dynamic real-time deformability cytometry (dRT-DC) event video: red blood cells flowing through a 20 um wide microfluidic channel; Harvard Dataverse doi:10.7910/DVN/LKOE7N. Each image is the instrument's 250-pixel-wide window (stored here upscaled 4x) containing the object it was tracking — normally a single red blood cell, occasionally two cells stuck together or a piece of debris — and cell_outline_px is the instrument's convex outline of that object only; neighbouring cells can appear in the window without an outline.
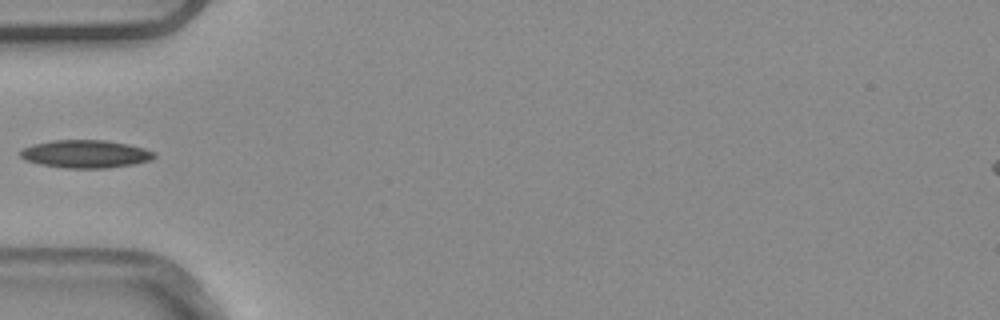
{"species": "common noctule bat (a hibernating species)", "species_latin": "Nyctalus noctula", "temperature_condition": "warm", "stored_images_in_passage": 6, "camera_frame_rate_fps": 3000, "um_per_image_px": 0.085, "animal": {"sex": "male", "body_mass_g": 20.4}, "frame": {"image": 1, "passage_image": 5, "time_ms": 1.333, "image_size_px": [1000, 320], "cell_outline_px": [[156, 156], [148, 160], [136, 164], [108, 168], [64, 168], [40, 164], [24, 160], [20, 156], [20, 152], [24, 148], [32, 144], [52, 140], [104, 140], [128, 144], [144, 148], [156, 152]], "centroid_in_image_um": [7.27, 13.09], "position_along_channel_um": 77.7, "area_um2": 21.85}}